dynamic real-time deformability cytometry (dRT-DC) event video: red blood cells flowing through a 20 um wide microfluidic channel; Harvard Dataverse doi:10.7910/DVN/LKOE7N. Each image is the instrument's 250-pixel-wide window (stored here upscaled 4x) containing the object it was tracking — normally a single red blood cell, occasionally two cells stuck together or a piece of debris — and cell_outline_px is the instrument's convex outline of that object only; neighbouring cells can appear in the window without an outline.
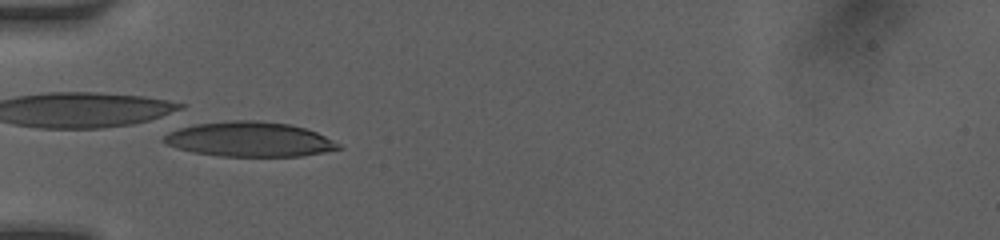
{"species": "human", "species_latin": "Homo sapiens", "temperature_condition": "room temperature", "stored_images_in_passage": 14, "camera_frame_rate_fps": 3000, "um_per_image_px": 0.085, "donor": {"sex": "female"}, "frame": {"image": 1, "passage_image": 8, "time_ms": 5.333, "image_size_px": [1000, 240], "cell_outline_px": [[344, 148], [324, 152], [300, 156], [220, 156], [192, 152], [176, 148], [164, 144], [160, 140], [168, 132], [180, 128], [196, 124], [228, 120], [256, 120], [292, 124], [316, 132], [340, 144]], "centroid_in_image_um": [21.18, 11.84], "position_along_channel_um": 63.8, "area_um2": 35.55}}
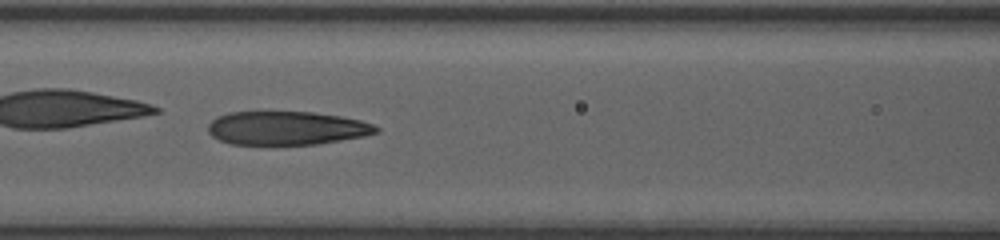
{"frame": {"image": 2, "passage_image": 10, "time_ms": 7.333, "image_size_px": [1000, 240], "cell_outline_px": [[380, 132], [364, 136], [316, 144], [232, 144], [220, 140], [212, 136], [208, 132], [208, 124], [216, 116], [228, 112], [312, 112], [340, 116], [360, 120], [372, 124], [380, 128]], "centroid_in_image_um": [24.36, 10.88], "position_along_channel_um": 142.2, "area_um2": 32.83}}
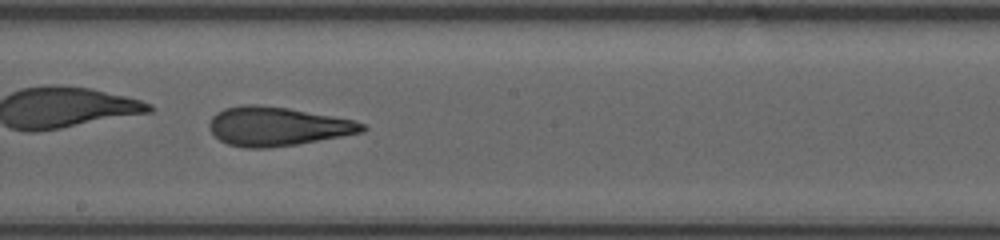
{"frame": {"image": 3, "passage_image": 12, "time_ms": 9.333, "image_size_px": [1000, 240], "cell_outline_px": [[368, 128], [364, 132], [296, 144], [268, 148], [244, 148], [228, 144], [220, 140], [208, 128], [208, 124], [212, 116], [216, 112], [224, 108], [244, 104], [256, 104], [288, 108], [356, 120], [368, 124]], "centroid_in_image_um": [23.59, 10.73], "position_along_channel_um": 224.6, "area_um2": 34.91}}